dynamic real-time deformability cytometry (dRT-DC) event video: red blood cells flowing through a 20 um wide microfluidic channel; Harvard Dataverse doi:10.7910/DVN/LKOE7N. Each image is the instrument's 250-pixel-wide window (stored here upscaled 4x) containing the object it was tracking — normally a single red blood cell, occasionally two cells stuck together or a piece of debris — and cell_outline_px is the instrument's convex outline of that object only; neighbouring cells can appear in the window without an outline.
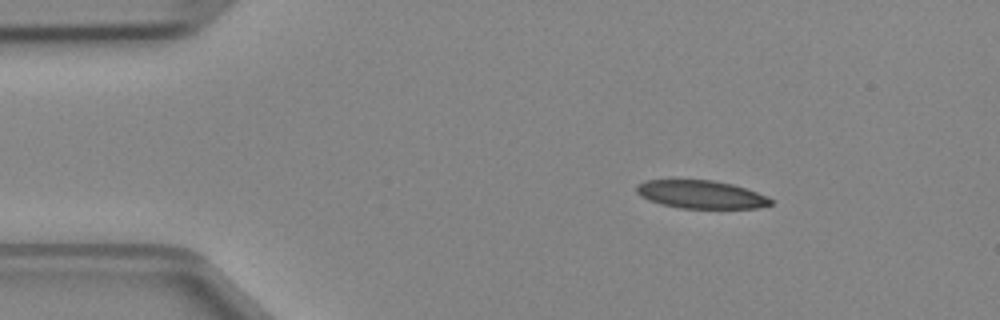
{"species": "Egyptian fruit bat (a non-hibernating species)", "species_latin": "Rousettus aegyptiacus", "temperature_condition": "cold", "stored_images_in_passage": 3, "camera_frame_rate_fps": 3000, "um_per_image_px": 0.085, "animal": {"sex": "female"}, "frame": {"image": 1, "passage_image": 1, "time_ms": 0.0, "image_size_px": [1000, 320], "cell_outline_px": [[772, 204], [756, 208], [680, 208], [660, 204], [648, 200], [640, 196], [636, 192], [636, 184], [644, 180], [712, 180], [732, 184], [768, 196], [772, 200]], "centroid_in_image_um": [59.54, 16.53], "position_along_channel_um": 25.5, "area_um2": 21.96}}
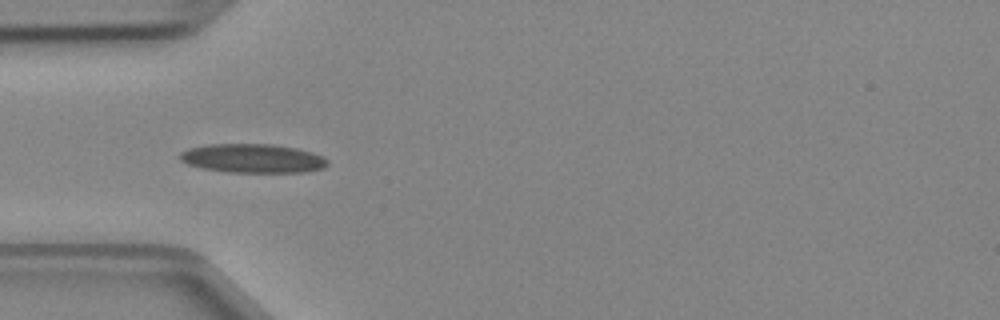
{"frame": {"image": 2, "passage_image": 3, "time_ms": 0.667, "image_size_px": [1000, 320], "cell_outline_px": [[328, 164], [324, 168], [304, 172], [228, 172], [200, 168], [188, 164], [180, 160], [176, 156], [180, 152], [188, 148], [208, 144], [272, 144], [296, 148], [312, 152], [324, 156], [328, 160]], "centroid_in_image_um": [21.46, 13.46], "position_along_channel_um": 63.5, "area_um2": 25.14}}